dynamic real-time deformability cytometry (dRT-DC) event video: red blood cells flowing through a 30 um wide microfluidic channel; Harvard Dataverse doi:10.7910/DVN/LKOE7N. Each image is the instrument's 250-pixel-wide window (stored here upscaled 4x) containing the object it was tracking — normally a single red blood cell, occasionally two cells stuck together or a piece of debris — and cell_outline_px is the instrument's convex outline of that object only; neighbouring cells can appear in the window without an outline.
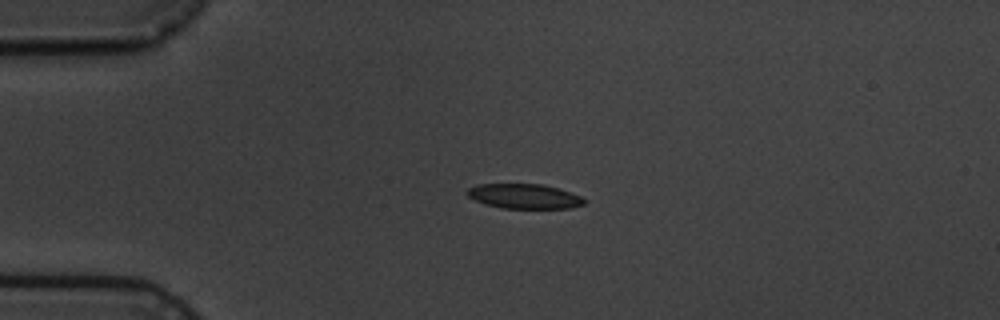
{"species": "common noctule bat (a hibernating species)", "species_latin": "Nyctalus noctula", "temperature_condition": "cold", "stored_images_in_passage": 2, "camera_frame_rate_fps": 3000, "um_per_image_px": 0.085, "animal": {"sex": "male", "body_mass_g": 19.5, "forearm_length_mm": 54.6}, "frame": {"image": 1, "passage_image": 1, "time_ms": 0.0, "image_size_px": [1000, 320], "cell_outline_px": [[588, 200], [584, 204], [572, 208], [504, 208], [484, 204], [468, 196], [464, 192], [468, 188], [476, 184], [544, 184], [560, 188], [580, 196]], "centroid_in_image_um": [44.57, 16.67], "position_along_channel_um": 40.4, "area_um2": 17.05}}